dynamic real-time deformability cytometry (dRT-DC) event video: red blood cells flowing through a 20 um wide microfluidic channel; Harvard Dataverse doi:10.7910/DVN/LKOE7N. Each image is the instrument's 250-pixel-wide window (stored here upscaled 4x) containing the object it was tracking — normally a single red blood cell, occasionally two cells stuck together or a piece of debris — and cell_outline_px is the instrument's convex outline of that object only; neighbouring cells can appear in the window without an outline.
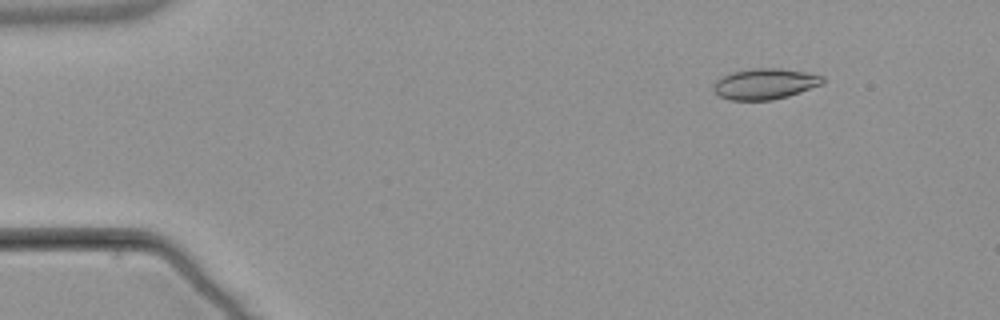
{"species": "common noctule bat (a hibernating species)", "species_latin": "Nyctalus noctula", "temperature_condition": "warm", "stored_images_in_passage": 6, "camera_frame_rate_fps": 3000, "um_per_image_px": 0.085, "animal": {"sex": "male", "body_mass_g": 21.5, "forearm_length_mm": 52.0}, "frame": {"image": 1, "passage_image": 2, "time_ms": 1.333, "image_size_px": [1000, 320], "cell_outline_px": [[824, 84], [788, 96], [772, 100], [732, 100], [720, 96], [712, 88], [716, 80], [732, 72], [752, 68], [780, 68], [804, 72], [824, 76]], "centroid_in_image_um": [65.04, 7.12], "position_along_channel_um": 20.0, "area_um2": 19.54}}
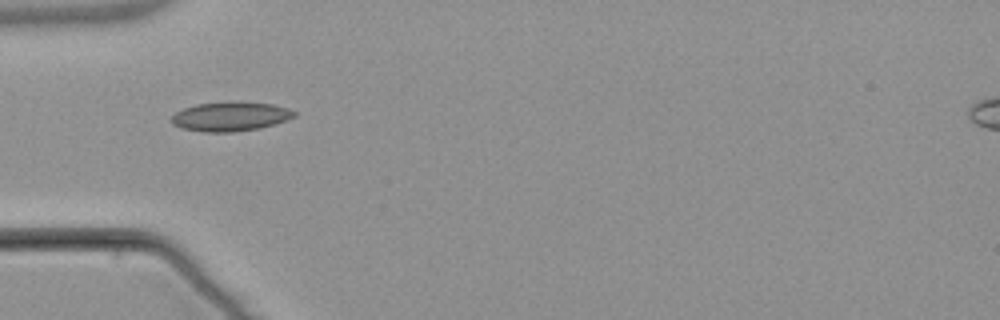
{"frame": {"image": 2, "passage_image": 5, "time_ms": 5.0, "image_size_px": [1000, 320], "cell_outline_px": [[296, 116], [260, 128], [232, 132], [204, 132], [180, 128], [172, 124], [168, 120], [176, 112], [184, 108], [196, 104], [224, 100], [240, 100], [272, 104], [288, 108], [296, 112]], "centroid_in_image_um": [19.53, 9.87], "position_along_channel_um": 65.5, "area_um2": 21.44}}
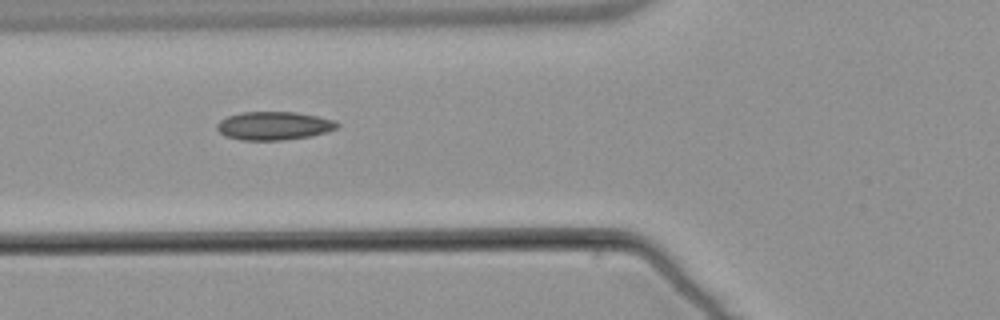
{"frame": {"image": 3, "passage_image": 6, "time_ms": 6.0, "image_size_px": [1000, 320], "cell_outline_px": [[340, 124], [336, 128], [328, 132], [312, 136], [284, 140], [240, 140], [224, 136], [216, 128], [216, 124], [220, 120], [228, 116], [240, 112], [296, 112], [336, 120]], "centroid_in_image_um": [23.28, 10.69], "position_along_channel_um": 102.5, "area_um2": 20.06}}